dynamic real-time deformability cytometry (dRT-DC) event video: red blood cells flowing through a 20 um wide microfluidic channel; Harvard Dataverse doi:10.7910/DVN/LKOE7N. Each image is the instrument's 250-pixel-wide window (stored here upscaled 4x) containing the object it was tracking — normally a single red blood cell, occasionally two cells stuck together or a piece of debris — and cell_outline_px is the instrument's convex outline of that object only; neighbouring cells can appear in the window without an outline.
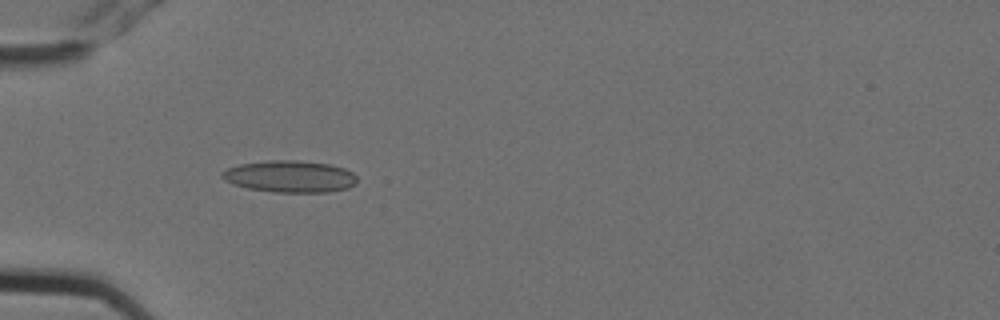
{"species": "Egyptian fruit bat (a non-hibernating species)", "species_latin": "Rousettus aegyptiacus", "temperature_condition": "cold", "stored_images_in_passage": 3, "camera_frame_rate_fps": 3000, "um_per_image_px": 0.085, "animal": {"sex": "female"}, "frame": {"image": 1, "passage_image": 1, "time_ms": 0.0, "image_size_px": [1000, 320], "cell_outline_px": [[356, 184], [348, 188], [328, 192], [272, 192], [248, 188], [232, 184], [224, 180], [220, 176], [220, 172], [228, 168], [240, 164], [268, 160], [296, 160], [328, 164], [344, 168], [352, 172], [356, 176]], "centroid_in_image_um": [24.62, 15.0], "position_along_channel_um": 60.4, "area_um2": 25.14}}
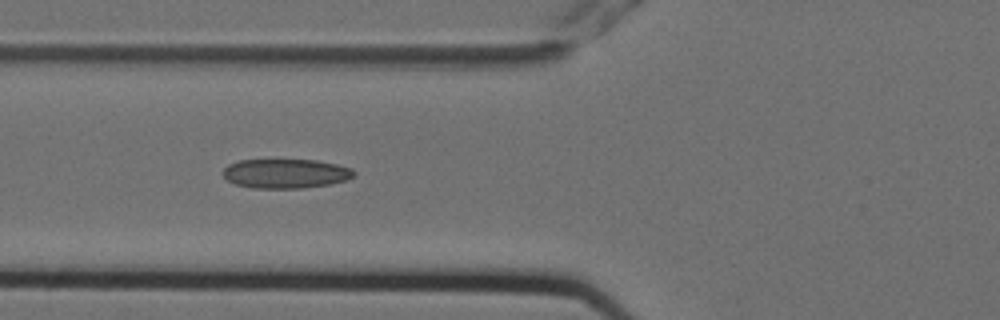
{"frame": {"image": 2, "passage_image": 2, "time_ms": 0.333, "image_size_px": [1000, 320], "cell_outline_px": [[356, 172], [352, 176], [344, 180], [328, 184], [300, 188], [252, 188], [236, 184], [228, 180], [224, 176], [224, 168], [228, 164], [240, 160], [316, 160], [336, 164], [352, 168]], "centroid_in_image_um": [24.26, 14.74], "position_along_channel_um": 101.5, "area_um2": 22.14}}
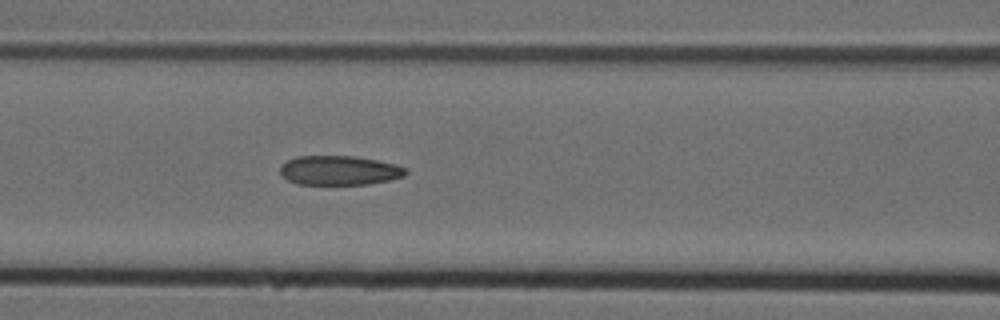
{"frame": {"image": 3, "passage_image": 3, "time_ms": 0.667, "image_size_px": [1000, 320], "cell_outline_px": [[408, 172], [404, 176], [388, 180], [368, 184], [296, 184], [288, 180], [280, 172], [280, 168], [288, 160], [300, 156], [356, 156], [396, 164], [408, 168]], "centroid_in_image_um": [28.88, 14.48], "position_along_channel_um": 137.7, "area_um2": 21.39}}